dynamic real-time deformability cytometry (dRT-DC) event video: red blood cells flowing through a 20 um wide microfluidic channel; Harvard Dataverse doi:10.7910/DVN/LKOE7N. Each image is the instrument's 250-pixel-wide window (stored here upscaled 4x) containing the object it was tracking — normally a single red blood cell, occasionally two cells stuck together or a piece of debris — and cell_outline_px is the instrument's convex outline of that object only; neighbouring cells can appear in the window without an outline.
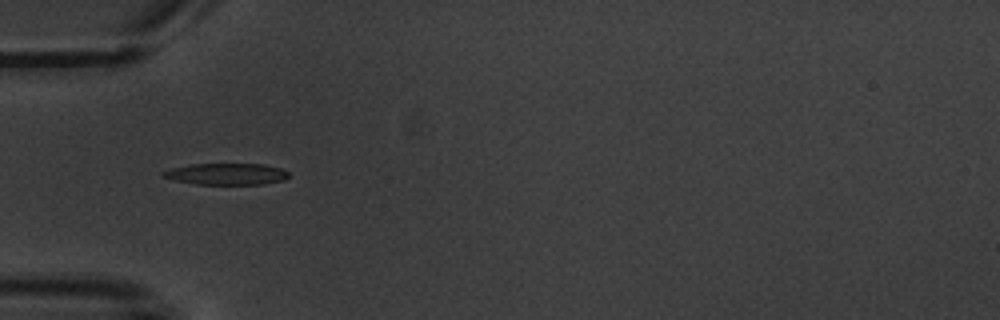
{"species": "common noctule bat (a hibernating species)", "species_latin": "Nyctalus noctula", "temperature_condition": "warm", "stored_images_in_passage": 7, "camera_frame_rate_fps": 3000, "um_per_image_px": 0.085, "animal": {"sex": "male", "body_mass_g": 20.1, "forearm_length_mm": 53.5}, "frame": {"image": 1, "passage_image": 4, "time_ms": 5.0, "image_size_px": [1000, 320], "cell_outline_px": [[288, 176], [284, 180], [264, 184], [196, 184], [176, 180], [160, 176], [160, 172], [172, 168], [192, 164], [264, 164], [280, 168], [288, 172]], "centroid_in_image_um": [19.24, 14.79], "position_along_channel_um": 65.8, "area_um2": 15.66}}
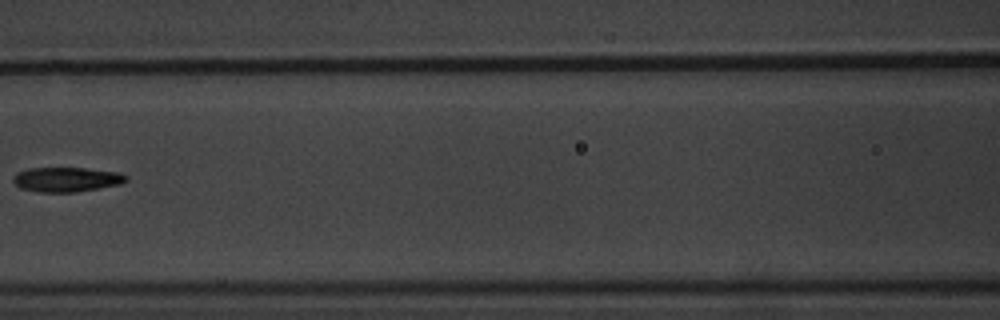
{"frame": {"image": 2, "passage_image": 6, "time_ms": 7.667, "image_size_px": [1000, 320], "cell_outline_px": [[128, 180], [120, 184], [76, 192], [40, 192], [20, 188], [12, 180], [12, 176], [16, 172], [28, 168], [84, 168], [116, 172], [128, 176]], "centroid_in_image_um": [5.61, 15.25], "position_along_channel_um": 161.0, "area_um2": 16.18}}
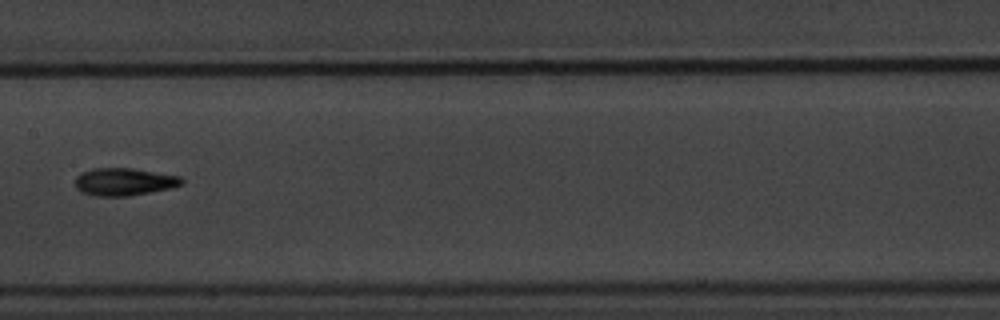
{"frame": {"image": 3, "passage_image": 7, "time_ms": 8.667, "image_size_px": [1000, 320], "cell_outline_px": [[184, 184], [172, 188], [128, 196], [92, 196], [80, 192], [76, 188], [76, 176], [80, 172], [92, 168], [132, 168], [180, 176], [184, 180]], "centroid_in_image_um": [10.54, 15.45], "position_along_channel_um": 196.9, "area_um2": 17.34}}